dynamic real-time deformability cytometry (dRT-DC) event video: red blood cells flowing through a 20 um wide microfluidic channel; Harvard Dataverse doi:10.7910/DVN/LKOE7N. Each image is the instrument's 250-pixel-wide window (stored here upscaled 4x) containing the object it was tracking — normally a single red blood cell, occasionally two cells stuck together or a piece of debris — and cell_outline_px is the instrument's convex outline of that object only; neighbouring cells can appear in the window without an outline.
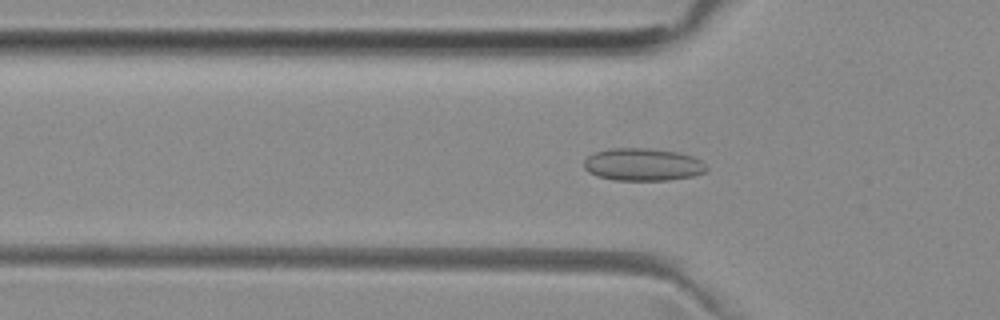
{"species": "common noctule bat (a hibernating species)", "species_latin": "Nyctalus noctula", "temperature_condition": "room temperature", "stored_images_in_passage": 49, "camera_frame_rate_fps": 3000, "um_per_image_px": 0.085, "animal": {"sex": "female", "body_mass_g": 29.2, "forearm_length_mm": 56.3}, "frame": {"image": 1, "passage_image": 14, "time_ms": 4.333, "image_size_px": [1000, 320], "cell_outline_px": [[708, 168], [704, 172], [696, 176], [668, 180], [616, 180], [596, 176], [588, 172], [584, 168], [584, 160], [588, 156], [596, 152], [612, 148], [648, 148], [676, 152], [692, 156], [700, 160]], "centroid_in_image_um": [54.63, 13.99], "position_along_channel_um": 71.2, "area_um2": 23.24}}
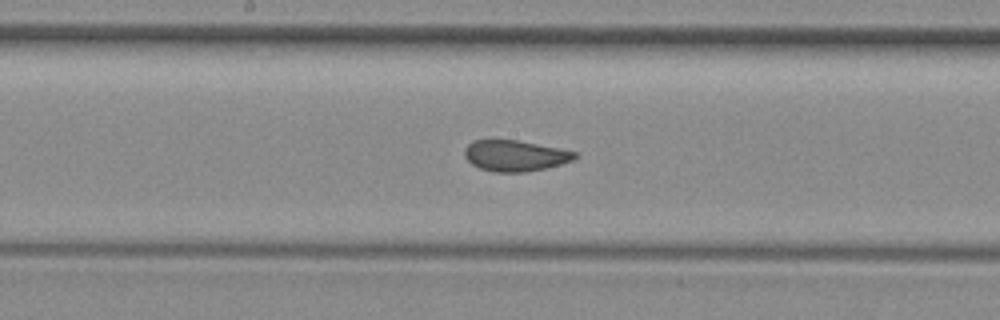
{"frame": {"image": 2, "passage_image": 24, "time_ms": 7.667, "image_size_px": [1000, 320], "cell_outline_px": [[580, 156], [572, 160], [560, 164], [544, 168], [524, 172], [492, 172], [480, 168], [472, 164], [464, 156], [464, 148], [472, 140], [516, 140], [560, 148], [576, 152]], "centroid_in_image_um": [43.77, 13.23], "position_along_channel_um": 204.4, "area_um2": 19.88}}
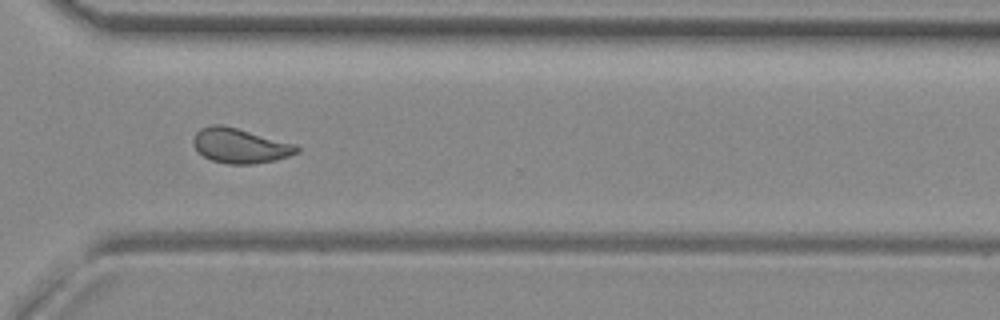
{"frame": {"image": 3, "passage_image": 35, "time_ms": 11.333, "image_size_px": [1000, 320], "cell_outline_px": [[300, 152], [276, 160], [252, 164], [228, 164], [212, 160], [204, 156], [192, 144], [192, 140], [196, 132], [200, 128], [212, 124], [224, 124], [296, 144], [300, 148]], "centroid_in_image_um": [20.41, 12.37], "position_along_channel_um": 350.2, "area_um2": 21.15}, "authors_computed_cell_mechanics": {"area_um2": 21.1548, "velocity_mm_per_s": 3.981, "shape_relaxation_time_tau1_ms": null, "shape_relaxation_time_tau2_ms": 0.9395, "deformation_change_tau1": null, "deformation_change_tau2": 0.071}}